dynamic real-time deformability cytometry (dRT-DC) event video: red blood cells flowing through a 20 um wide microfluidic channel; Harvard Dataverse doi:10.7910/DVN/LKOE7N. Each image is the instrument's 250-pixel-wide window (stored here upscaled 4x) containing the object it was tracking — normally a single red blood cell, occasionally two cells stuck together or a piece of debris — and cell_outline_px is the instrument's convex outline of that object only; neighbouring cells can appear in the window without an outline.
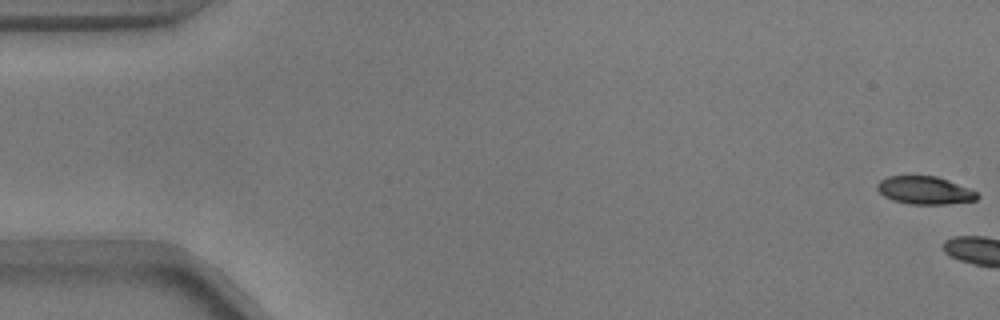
{"species": "common noctule bat (a hibernating species)", "species_latin": "Nyctalus noctula", "temperature_condition": "warm", "stored_images_in_passage": 4, "camera_frame_rate_fps": 3000, "um_per_image_px": 0.085, "animal": {"sex": "male", "body_mass_g": 17.9}, "frame": {"image": 1, "passage_image": 1, "time_ms": 0.0, "image_size_px": [1000, 320], "cell_outline_px": [[980, 196], [976, 200], [948, 204], [908, 204], [892, 200], [884, 196], [876, 188], [876, 184], [880, 180], [888, 176], [936, 176], [948, 180], [968, 188], [976, 192]], "centroid_in_image_um": [78.58, 16.18], "position_along_channel_um": 6.4, "area_um2": 16.24}}